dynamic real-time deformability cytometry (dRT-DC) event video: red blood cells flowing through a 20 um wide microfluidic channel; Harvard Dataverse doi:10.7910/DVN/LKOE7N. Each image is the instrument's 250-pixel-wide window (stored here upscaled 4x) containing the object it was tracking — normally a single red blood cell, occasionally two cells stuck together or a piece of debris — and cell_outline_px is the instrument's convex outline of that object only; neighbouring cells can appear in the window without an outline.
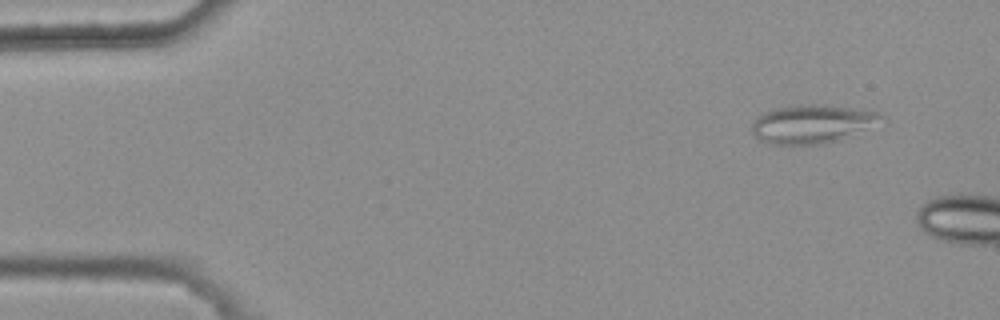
{"species": "common noctule bat (a hibernating species)", "species_latin": "Nyctalus noctula", "temperature_condition": "warm", "stored_images_in_passage": 3, "camera_frame_rate_fps": 3000, "um_per_image_px": 0.085, "animal": {"sex": "female", "body_mass_g": 25.1}, "frame": {"image": 1, "passage_image": 1, "time_ms": 0.0, "image_size_px": [1000, 320], "cell_outline_px": [[888, 120], [840, 140], [824, 144], [768, 144], [756, 140], [752, 132], [752, 124], [756, 116], [772, 108], [800, 104], [832, 104], [872, 108], [888, 116]], "centroid_in_image_um": [69.15, 10.5], "position_along_channel_um": 15.9, "area_um2": 30.52}}